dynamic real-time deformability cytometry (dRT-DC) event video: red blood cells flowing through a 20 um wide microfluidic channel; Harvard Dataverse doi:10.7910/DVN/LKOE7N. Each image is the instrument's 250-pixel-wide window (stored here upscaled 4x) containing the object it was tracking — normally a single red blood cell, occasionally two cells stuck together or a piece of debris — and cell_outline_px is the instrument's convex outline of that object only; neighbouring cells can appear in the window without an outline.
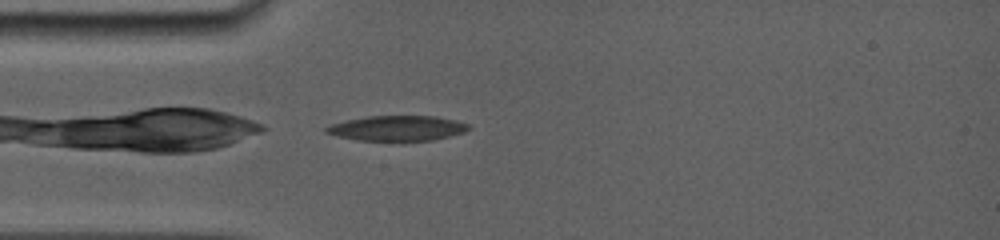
{"species": "common noctule bat (a hibernating species)", "species_latin": "Nyctalus noctula", "temperature_condition": "room temperature", "stored_images_in_passage": 64, "camera_frame_rate_fps": 5000, "um_per_image_px": 0.085, "animal": {"sex": "female", "body_mass_g": 19.0, "forearm_length_mm": 56.7}, "frame": {"image": 1, "passage_image": 2, "time_ms": 0.2, "image_size_px": [1000, 240], "cell_outline_px": [[472, 128], [464, 132], [432, 140], [356, 140], [336, 136], [324, 132], [324, 128], [332, 124], [344, 120], [368, 116], [436, 116], [456, 120], [468, 124]], "centroid_in_image_um": [33.74, 10.89], "position_along_channel_um": 51.3, "area_um2": 20.81}}
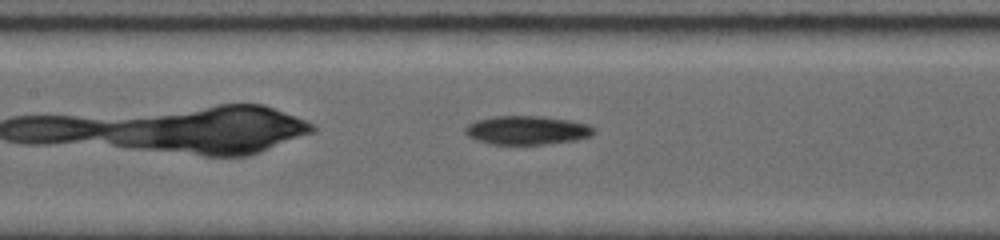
{"frame": {"image": 2, "passage_image": 17, "time_ms": 3.2, "image_size_px": [1000, 240], "cell_outline_px": [[596, 132], [592, 136], [576, 140], [544, 144], [488, 144], [476, 140], [468, 136], [464, 132], [464, 128], [468, 124], [476, 120], [492, 116], [540, 116], [568, 120], [588, 124], [596, 128]], "centroid_in_image_um": [44.79, 11.07], "position_along_channel_um": 162.6, "area_um2": 21.73}}
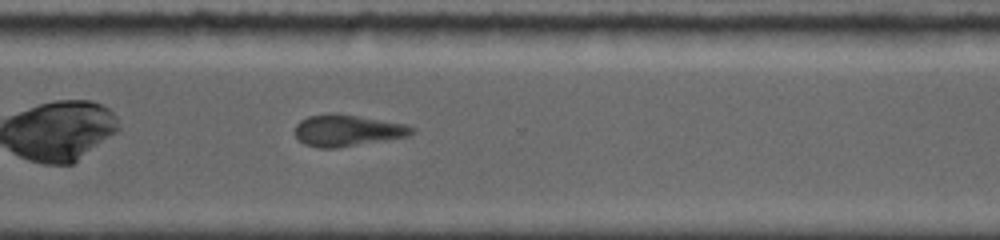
{"frame": {"image": 3, "passage_image": 44, "time_ms": 7.8, "image_size_px": [1000, 240], "cell_outline_px": [[416, 132], [408, 136], [336, 148], [320, 148], [304, 144], [296, 136], [296, 124], [300, 120], [308, 116], [328, 112], [332, 112], [404, 124], [416, 128]], "centroid_in_image_um": [29.5, 11.08], "position_along_channel_um": 341.1, "area_um2": 21.33}}